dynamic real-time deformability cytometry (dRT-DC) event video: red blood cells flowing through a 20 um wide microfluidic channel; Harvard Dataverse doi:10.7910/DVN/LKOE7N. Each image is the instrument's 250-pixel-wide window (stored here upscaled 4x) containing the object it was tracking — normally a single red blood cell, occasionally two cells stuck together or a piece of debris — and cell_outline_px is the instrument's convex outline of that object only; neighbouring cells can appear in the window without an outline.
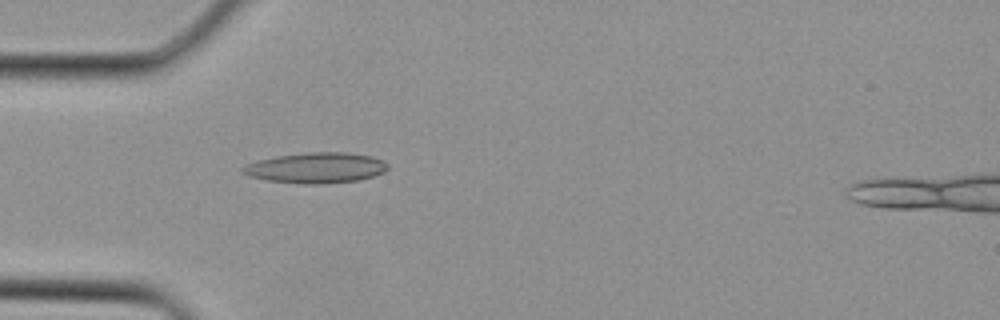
{"species": "Egyptian fruit bat (a non-hibernating species)", "species_latin": "Rousettus aegyptiacus", "temperature_condition": "cold", "stored_images_in_passage": 2, "camera_frame_rate_fps": 3000, "um_per_image_px": 0.085, "animal": {"sex": "female"}, "frame": {"image": 1, "passage_image": 1, "time_ms": 0.0, "image_size_px": [1000, 320], "cell_outline_px": [[388, 168], [384, 172], [372, 176], [356, 180], [316, 184], [304, 184], [268, 180], [248, 176], [240, 172], [240, 168], [256, 160], [276, 156], [308, 152], [348, 152], [372, 156], [388, 164]], "centroid_in_image_um": [26.82, 14.25], "position_along_channel_um": 58.2, "area_um2": 25.72}}